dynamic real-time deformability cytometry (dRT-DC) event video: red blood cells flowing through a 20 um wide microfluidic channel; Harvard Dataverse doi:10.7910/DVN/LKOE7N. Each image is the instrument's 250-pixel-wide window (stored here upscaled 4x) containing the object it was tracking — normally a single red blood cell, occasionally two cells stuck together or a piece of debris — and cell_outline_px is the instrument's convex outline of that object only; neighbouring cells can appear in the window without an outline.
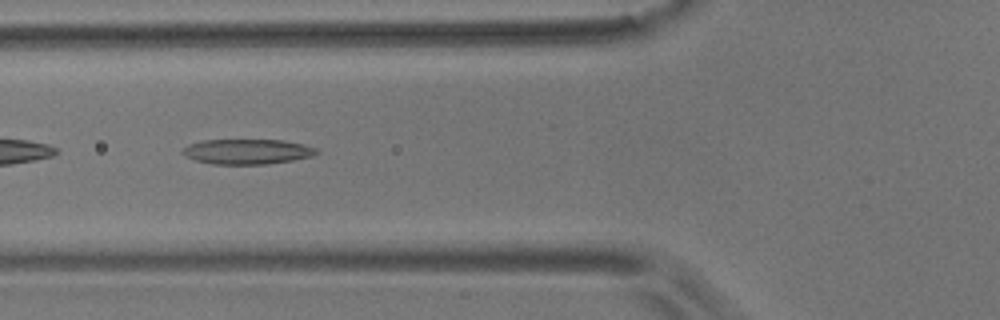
{"species": "common noctule bat (a hibernating species)", "species_latin": "Nyctalus noctula", "temperature_condition": "room temperature", "stored_images_in_passage": 5, "camera_frame_rate_fps": 3000, "um_per_image_px": 0.085, "animal": {"sex": "male", "body_mass_g": 17.9}, "frame": {"image": 1, "passage_image": 5, "time_ms": 4.667, "image_size_px": [1000, 320], "cell_outline_px": [[320, 152], [312, 156], [292, 160], [268, 164], [212, 164], [196, 160], [184, 156], [180, 152], [188, 144], [204, 140], [284, 140], [304, 144], [316, 148]], "centroid_in_image_um": [21.01, 12.88], "position_along_channel_um": 104.8, "area_um2": 19.65}}